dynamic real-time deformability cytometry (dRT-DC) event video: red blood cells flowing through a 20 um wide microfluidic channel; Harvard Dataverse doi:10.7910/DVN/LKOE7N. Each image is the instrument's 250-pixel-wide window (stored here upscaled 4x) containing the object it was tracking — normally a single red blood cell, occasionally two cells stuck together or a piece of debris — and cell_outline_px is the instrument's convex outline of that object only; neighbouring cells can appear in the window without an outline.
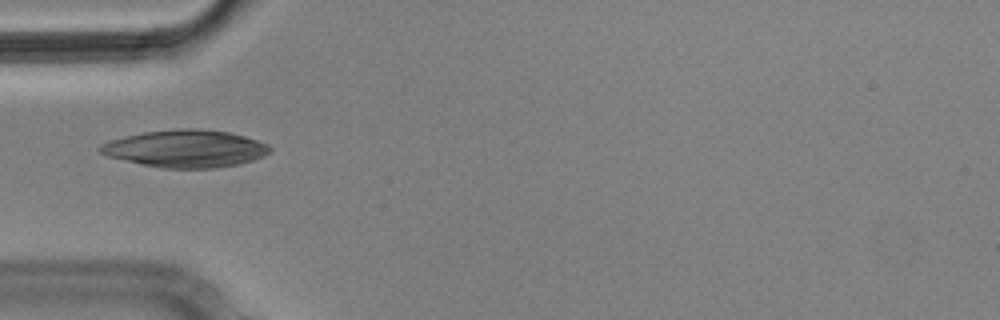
{"species": "Egyptian fruit bat (a non-hibernating species)", "species_latin": "Rousettus aegyptiacus", "temperature_condition": "cold", "stored_images_in_passage": 3, "camera_frame_rate_fps": 3000, "um_per_image_px": 0.085, "animal": {"sex": "male"}, "frame": {"image": 1, "passage_image": 1, "time_ms": 0.0, "image_size_px": [1000, 320], "cell_outline_px": [[272, 152], [264, 156], [240, 164], [216, 168], [160, 168], [108, 156], [100, 152], [96, 148], [100, 144], [112, 140], [144, 132], [176, 128], [200, 128], [228, 132], [244, 136], [268, 144], [272, 148]], "centroid_in_image_um": [15.81, 12.63], "position_along_channel_um": 69.2, "area_um2": 36.99}}
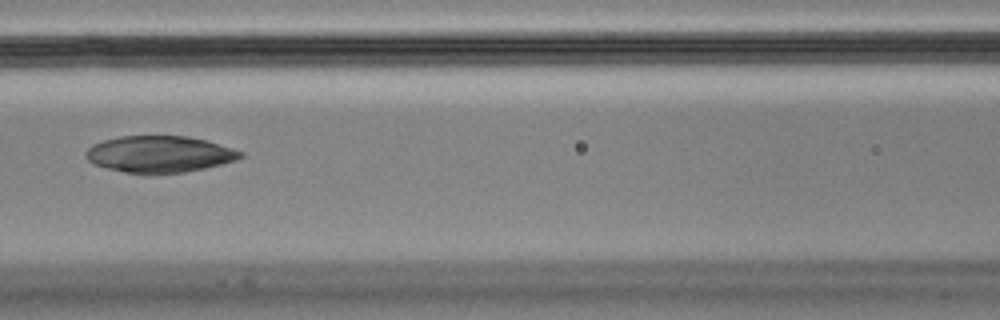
{"frame": {"image": 2, "passage_image": 3, "time_ms": 0.667, "image_size_px": [1000, 320], "cell_outline_px": [[244, 156], [236, 160], [204, 168], [184, 172], [152, 176], [124, 172], [92, 164], [84, 156], [84, 152], [92, 144], [104, 140], [120, 136], [188, 136], [204, 140], [244, 152]], "centroid_in_image_um": [13.5, 13.13], "position_along_channel_um": 153.1, "area_um2": 33.35}}